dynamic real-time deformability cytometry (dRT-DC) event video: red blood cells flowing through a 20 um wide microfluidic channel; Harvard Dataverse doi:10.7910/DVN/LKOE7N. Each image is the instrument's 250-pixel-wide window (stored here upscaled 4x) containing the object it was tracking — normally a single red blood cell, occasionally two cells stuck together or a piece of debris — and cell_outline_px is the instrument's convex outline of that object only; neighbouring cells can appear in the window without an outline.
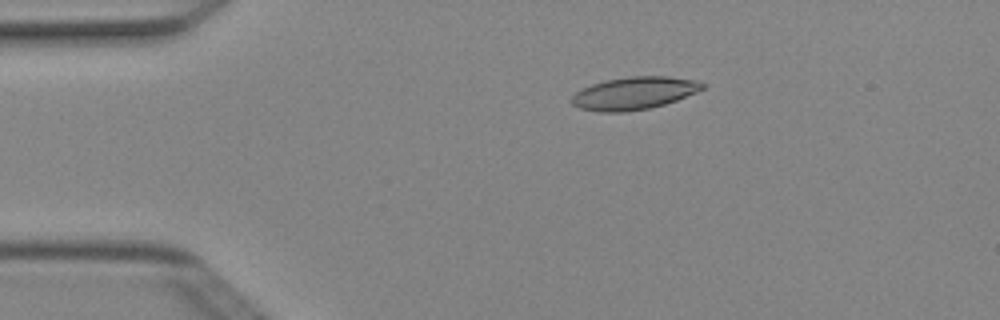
{"species": "Egyptian fruit bat (a non-hibernating species)", "species_latin": "Rousettus aegyptiacus", "temperature_condition": "cold", "stored_images_in_passage": 6, "camera_frame_rate_fps": 3000, "um_per_image_px": 0.085, "animal": {"sex": "female"}, "frame": {"image": 1, "passage_image": 3, "time_ms": 0.667, "image_size_px": [1000, 320], "cell_outline_px": [[704, 88], [696, 92], [676, 100], [664, 104], [648, 108], [624, 112], [600, 112], [580, 108], [572, 104], [568, 100], [576, 92], [592, 84], [604, 80], [628, 76], [668, 76], [700, 80], [704, 84]], "centroid_in_image_um": [53.89, 7.91], "position_along_channel_um": 31.1, "area_um2": 24.91}}
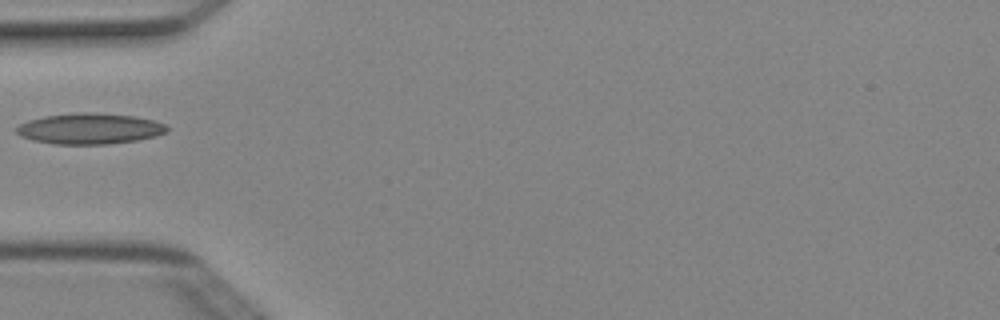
{"frame": {"image": 2, "passage_image": 5, "time_ms": 1.333, "image_size_px": [1000, 320], "cell_outline_px": [[168, 132], [156, 136], [136, 140], [108, 144], [52, 144], [32, 140], [20, 136], [16, 132], [16, 128], [20, 124], [28, 120], [44, 116], [80, 112], [88, 112], [132, 116], [152, 120], [164, 124], [168, 128]], "centroid_in_image_um": [7.59, 10.94], "position_along_channel_um": 77.4, "area_um2": 26.93}}
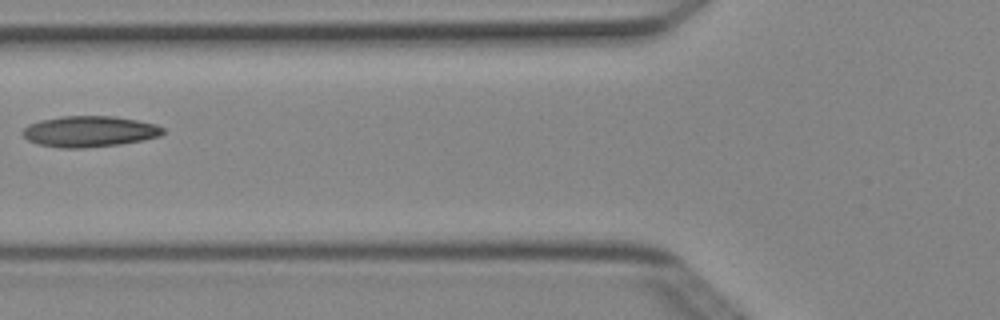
{"frame": {"image": 3, "passage_image": 6, "time_ms": 1.667, "image_size_px": [1000, 320], "cell_outline_px": [[164, 132], [160, 136], [144, 140], [120, 144], [84, 148], [60, 148], [40, 144], [28, 140], [20, 132], [28, 124], [40, 120], [60, 116], [112, 116], [136, 120], [156, 124], [164, 128]], "centroid_in_image_um": [7.59, 11.17], "position_along_channel_um": 118.2, "area_um2": 25.37}}